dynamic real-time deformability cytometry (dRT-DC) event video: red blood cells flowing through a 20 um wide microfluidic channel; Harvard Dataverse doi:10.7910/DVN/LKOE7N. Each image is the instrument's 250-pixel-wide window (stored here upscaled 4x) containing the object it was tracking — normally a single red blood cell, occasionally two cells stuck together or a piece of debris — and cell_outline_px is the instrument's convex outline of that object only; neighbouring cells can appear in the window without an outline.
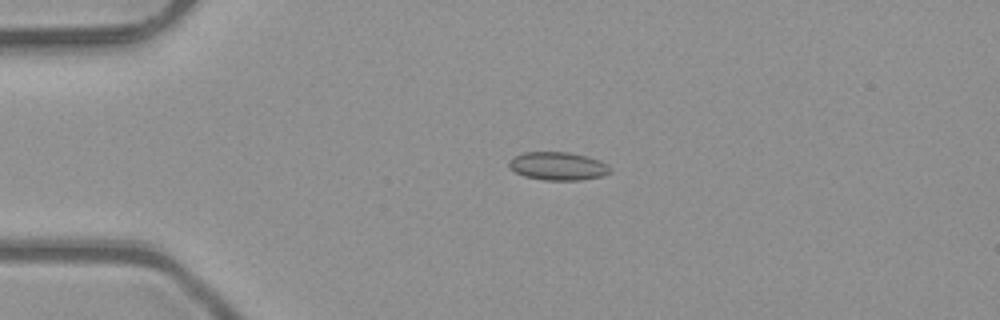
{"species": "common noctule bat (a hibernating species)", "species_latin": "Nyctalus noctula", "temperature_condition": "room temperature", "stored_images_in_passage": 4, "camera_frame_rate_fps": 3000, "um_per_image_px": 0.085, "animal": {"sex": "male", "body_mass_g": 23.1, "forearm_length_mm": 52.7}, "frame": {"image": 1, "passage_image": 3, "time_ms": 0.667, "image_size_px": [1000, 320], "cell_outline_px": [[612, 172], [604, 176], [580, 180], [544, 180], [524, 176], [508, 168], [508, 160], [512, 156], [524, 152], [568, 152], [600, 160], [608, 164], [612, 168]], "centroid_in_image_um": [47.42, 14.12], "position_along_channel_um": 37.6, "area_um2": 16.88}}